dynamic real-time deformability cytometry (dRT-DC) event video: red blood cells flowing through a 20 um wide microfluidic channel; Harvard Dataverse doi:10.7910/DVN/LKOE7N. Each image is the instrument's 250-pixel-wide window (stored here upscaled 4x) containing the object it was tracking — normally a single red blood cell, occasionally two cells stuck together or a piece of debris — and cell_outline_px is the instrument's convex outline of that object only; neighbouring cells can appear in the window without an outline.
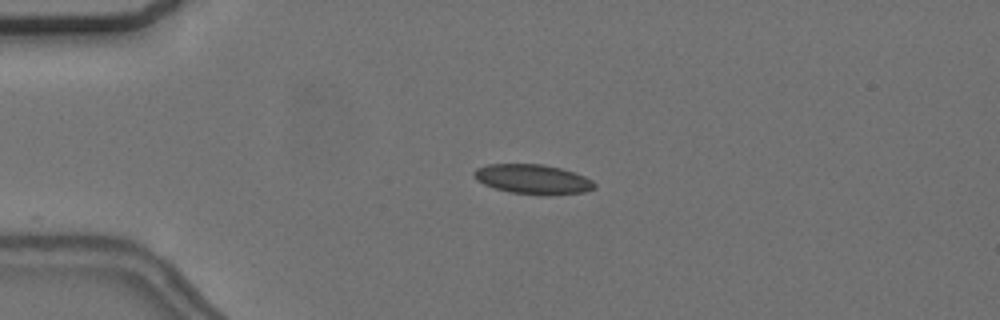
{"species": "common noctule bat (a hibernating species)", "species_latin": "Nyctalus noctula", "temperature_condition": "cold", "stored_images_in_passage": 43, "camera_frame_rate_fps": 3000, "um_per_image_px": 0.085, "animal": {"sex": "female", "body_mass_g": 24.6, "forearm_length_mm": 56.2}, "frame": {"image": 1, "passage_image": 1, "time_ms": 0.0, "image_size_px": [1000, 320], "cell_outline_px": [[596, 188], [584, 192], [552, 196], [540, 196], [512, 192], [496, 188], [484, 184], [476, 180], [472, 176], [472, 172], [476, 168], [488, 164], [544, 164], [560, 168], [584, 176], [592, 180], [596, 184]], "centroid_in_image_um": [45.3, 15.25], "position_along_channel_um": 39.7, "area_um2": 21.1}}
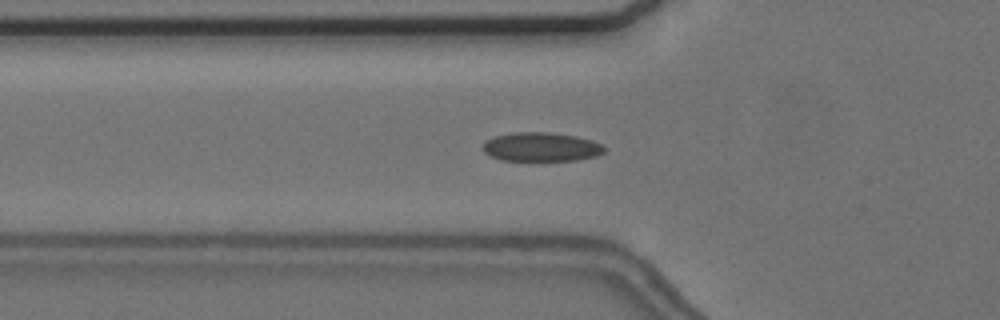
{"frame": {"image": 2, "passage_image": 7, "time_ms": 2.0, "image_size_px": [1000, 320], "cell_outline_px": [[604, 152], [596, 156], [576, 160], [500, 160], [484, 152], [484, 140], [496, 136], [512, 132], [548, 132], [576, 136], [592, 140], [600, 144], [604, 148]], "centroid_in_image_um": [45.99, 12.48], "position_along_channel_um": 79.8, "area_um2": 20.35}, "authors_computed_cell_mechanics": {"area_um2": 19.8832, "velocity_mm_per_s": 3.6854, "shape_relaxation_time_tau1_ms": 8.1179, "shape_relaxation_time_tau2_ms": 2.9378, "deformation_change_tau1": 0.1415, "deformation_change_tau2": 0.064}}